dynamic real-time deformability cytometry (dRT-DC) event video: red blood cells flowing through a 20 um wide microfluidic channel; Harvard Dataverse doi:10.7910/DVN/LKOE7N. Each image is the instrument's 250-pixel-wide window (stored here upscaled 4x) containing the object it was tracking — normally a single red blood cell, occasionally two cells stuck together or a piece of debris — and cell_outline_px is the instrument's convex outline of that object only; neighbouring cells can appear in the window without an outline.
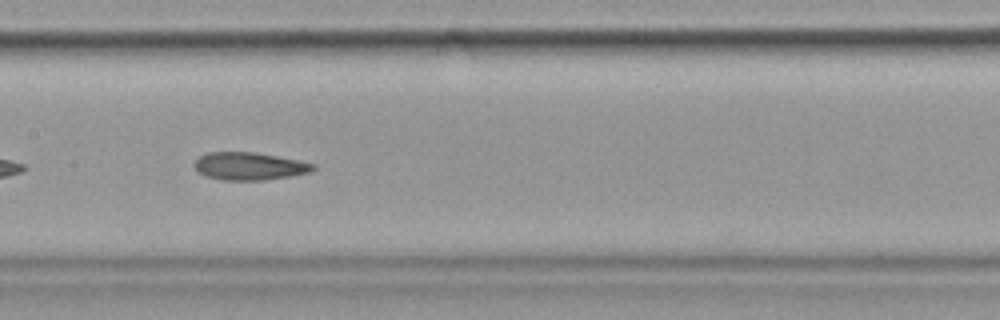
{"species": "common noctule bat (a hibernating species)", "species_latin": "Nyctalus noctula", "temperature_condition": "cold", "stored_images_in_passage": 40, "camera_frame_rate_fps": 3000, "um_per_image_px": 0.085, "animal": {"sex": "female", "body_mass_g": 19.9}, "frame": {"image": 1, "passage_image": 12, "time_ms": 3.667, "image_size_px": [1000, 320], "cell_outline_px": [[316, 168], [312, 172], [264, 180], [224, 180], [208, 176], [196, 172], [192, 164], [200, 156], [208, 152], [252, 152], [276, 156], [316, 164]], "centroid_in_image_um": [21.17, 14.12], "position_along_channel_um": 186.2, "area_um2": 19.07}}
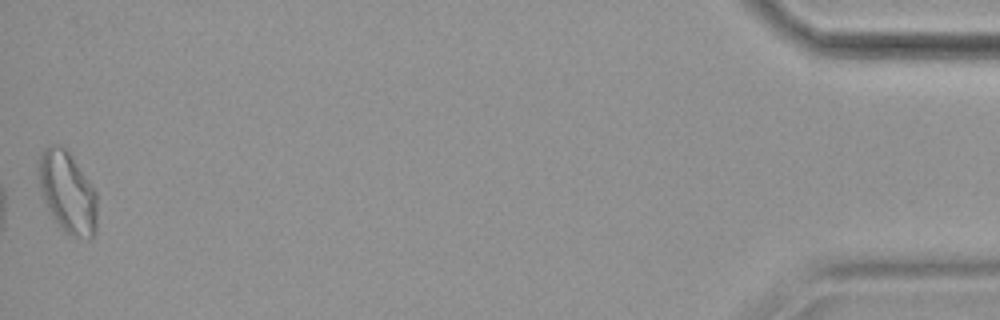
{"frame": {"image": 2, "passage_image": 40, "time_ms": 13.0, "image_size_px": [1000, 320], "cell_outline_px": [[96, 232], [88, 240], [72, 236], [64, 232], [52, 216], [40, 196], [40, 156], [44, 148], [48, 144], [52, 144], [64, 148], [68, 152], [88, 180], [96, 192]], "centroid_in_image_um": [5.74, 16.4], "position_along_channel_um": 429.5, "area_um2": 27.46}, "authors_computed_cell_mechanics": {"area_um2": 19.6809, "velocity_mm_per_s": 3.5587, "shape_relaxation_time_tau1_ms": 8.2602, "shape_relaxation_time_tau2_ms": 3.7259, "deformation_change_tau1": 0.2005, "deformation_change_tau2": 0.1093}}